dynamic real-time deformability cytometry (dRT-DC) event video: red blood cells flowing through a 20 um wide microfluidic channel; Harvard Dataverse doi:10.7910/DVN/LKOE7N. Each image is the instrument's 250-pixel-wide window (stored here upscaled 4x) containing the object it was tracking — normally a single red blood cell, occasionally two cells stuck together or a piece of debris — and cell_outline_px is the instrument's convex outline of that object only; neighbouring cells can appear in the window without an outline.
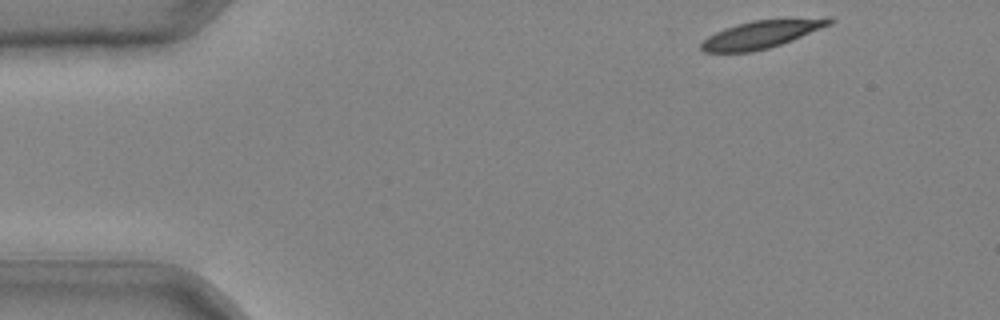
{"species": "common noctule bat (a hibernating species)", "species_latin": "Nyctalus noctula", "temperature_condition": "cold", "stored_images_in_passage": 34, "camera_frame_rate_fps": 3000, "um_per_image_px": 0.085, "animal": {"sex": "male", "body_mass_g": 20.4}, "frame": {"image": 1, "passage_image": 1, "time_ms": 0.0, "image_size_px": [1000, 320], "cell_outline_px": [[836, 20], [832, 24], [792, 40], [768, 48], [752, 52], [704, 52], [700, 48], [700, 44], [708, 36], [724, 28], [736, 24], [752, 20], [828, 16], [832, 16]], "centroid_in_image_um": [64.8, 2.88], "position_along_channel_um": 20.2, "area_um2": 21.1}}
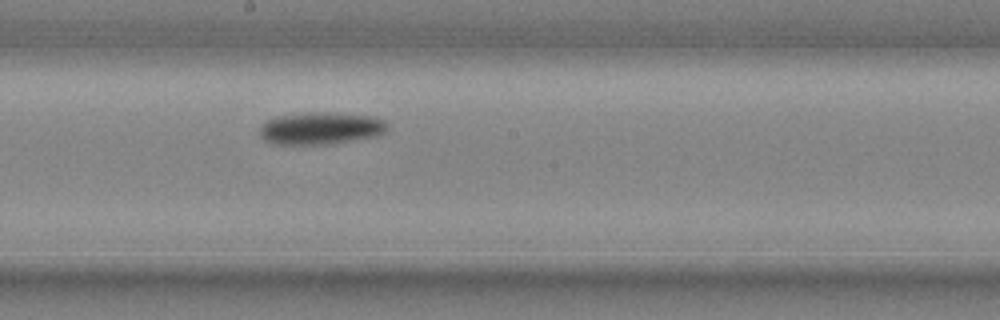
{"frame": {"image": 2, "passage_image": 20, "time_ms": 6.333, "image_size_px": [1000, 320], "cell_outline_px": [[388, 128], [380, 136], [328, 144], [272, 144], [264, 140], [260, 132], [260, 128], [268, 120], [280, 116], [312, 112], [328, 112], [376, 116], [384, 120], [388, 124]], "centroid_in_image_um": [27.34, 10.9], "position_along_channel_um": 220.9, "area_um2": 24.04}}
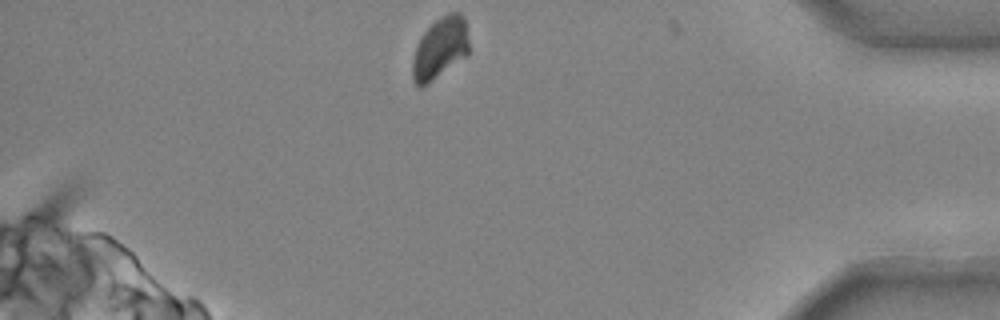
{"frame": {"image": 3, "passage_image": 34, "time_ms": 11.0, "image_size_px": [1000, 320], "cell_outline_px": [[468, 56], [428, 84], [420, 88], [412, 80], [412, 60], [420, 36], [440, 16], [448, 12], [460, 12], [464, 16], [468, 40]], "centroid_in_image_um": [37.4, 4.11], "position_along_channel_um": 397.8, "area_um2": 20.46}}